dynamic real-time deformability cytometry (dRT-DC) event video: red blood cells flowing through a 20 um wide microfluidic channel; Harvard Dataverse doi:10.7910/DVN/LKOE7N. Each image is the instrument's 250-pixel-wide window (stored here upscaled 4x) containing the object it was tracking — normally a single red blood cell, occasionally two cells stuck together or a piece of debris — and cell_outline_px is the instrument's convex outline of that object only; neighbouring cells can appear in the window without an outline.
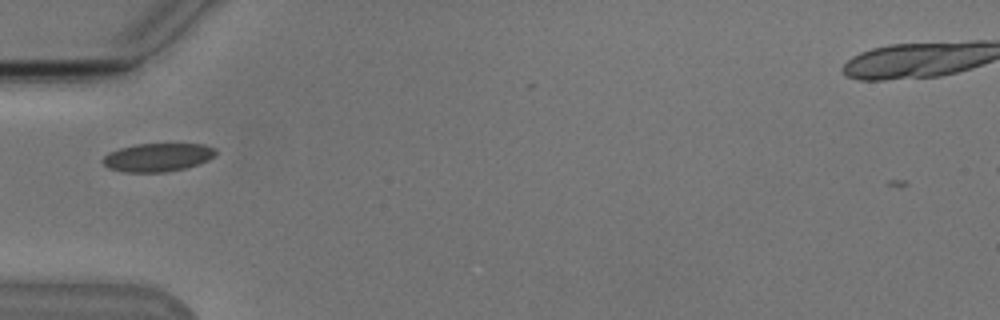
{"species": "Egyptian fruit bat (a non-hibernating species)", "species_latin": "Rousettus aegyptiacus", "temperature_condition": "cold", "stored_images_in_passage": 38, "camera_frame_rate_fps": 3000, "um_per_image_px": 0.085, "animal": {"sex": "male"}, "frame": {"image": 1, "passage_image": 2, "time_ms": 0.333, "image_size_px": [1000, 320], "cell_outline_px": [[216, 156], [200, 164], [168, 172], [124, 172], [108, 168], [100, 160], [108, 152], [120, 148], [136, 144], [204, 144], [216, 148]], "centroid_in_image_um": [13.41, 13.37], "position_along_channel_um": 71.6, "area_um2": 18.84}}
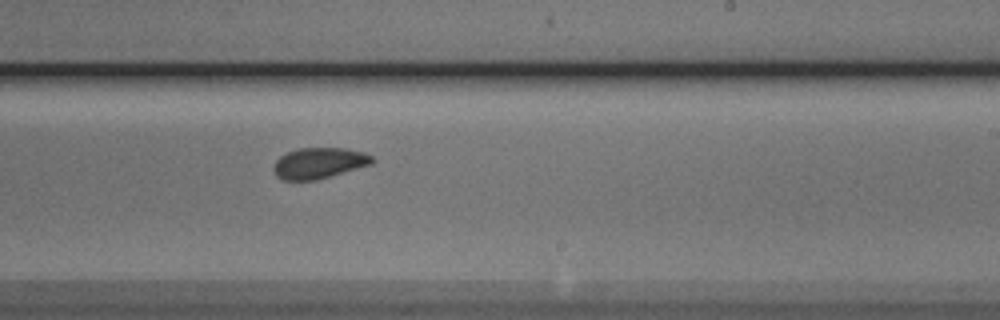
{"frame": {"image": 2, "passage_image": 17, "time_ms": 5.333, "image_size_px": [1000, 320], "cell_outline_px": [[376, 160], [372, 164], [316, 180], [284, 180], [276, 176], [272, 168], [276, 160], [280, 156], [288, 152], [300, 148], [344, 148], [364, 152], [372, 156]], "centroid_in_image_um": [27.12, 13.86], "position_along_channel_um": 261.9, "area_um2": 17.74}}
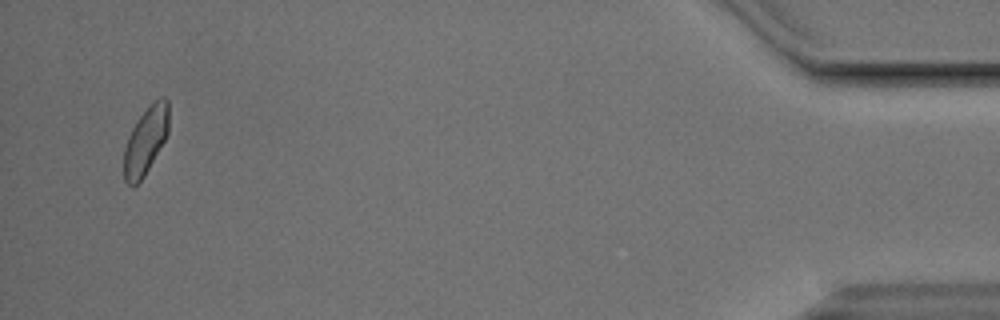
{"frame": {"image": 3, "passage_image": 36, "time_ms": 11.667, "image_size_px": [1000, 320], "cell_outline_px": [[168, 132], [164, 140], [144, 176], [132, 188], [124, 180], [124, 148], [128, 136], [132, 128], [140, 116], [160, 96], [164, 96], [168, 100]], "centroid_in_image_um": [12.37, 11.97], "position_along_channel_um": 422.8, "area_um2": 17.28}, "authors_computed_cell_mechanics": {"area_um2": 17.8313, "velocity_mm_per_s": 3.8153, "shape_relaxation_time_tau1_ms": 4.394, "shape_relaxation_time_tau2_ms": 3.4489, "deformation_change_tau1": 0.089, "deformation_change_tau2": 0.0543}}